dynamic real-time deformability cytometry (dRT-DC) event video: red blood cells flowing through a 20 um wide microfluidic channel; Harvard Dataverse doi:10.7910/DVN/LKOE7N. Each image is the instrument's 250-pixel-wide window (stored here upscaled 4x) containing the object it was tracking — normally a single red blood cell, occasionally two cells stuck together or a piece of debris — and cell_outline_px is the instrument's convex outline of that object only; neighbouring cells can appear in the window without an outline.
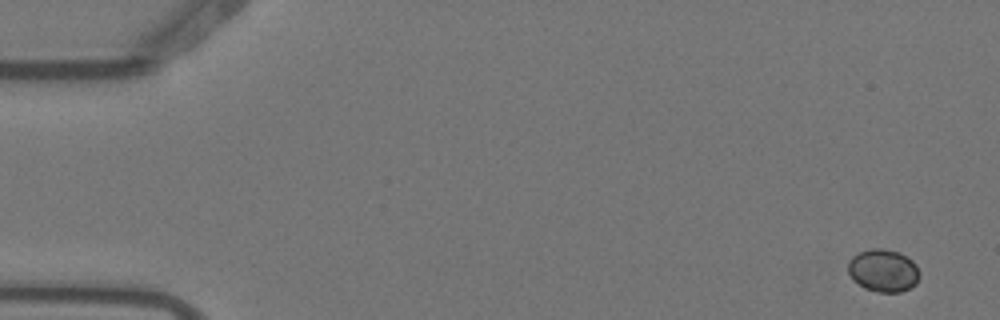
{"species": "Egyptian fruit bat (a non-hibernating species)", "species_latin": "Rousettus aegyptiacus", "temperature_condition": "warm", "stored_images_in_passage": 2, "camera_frame_rate_fps": 3000, "um_per_image_px": 0.085, "animal": {"sex": "female"}, "frame": {"image": 1, "passage_image": 1, "time_ms": 0.0, "image_size_px": [1000, 320], "cell_outline_px": [[920, 276], [916, 284], [900, 292], [880, 292], [864, 288], [852, 280], [848, 272], [848, 260], [852, 256], [860, 252], [872, 248], [884, 248], [900, 252], [912, 260], [916, 264], [920, 272]], "centroid_in_image_um": [75.08, 22.98], "position_along_channel_um": 9.9, "area_um2": 17.98}}